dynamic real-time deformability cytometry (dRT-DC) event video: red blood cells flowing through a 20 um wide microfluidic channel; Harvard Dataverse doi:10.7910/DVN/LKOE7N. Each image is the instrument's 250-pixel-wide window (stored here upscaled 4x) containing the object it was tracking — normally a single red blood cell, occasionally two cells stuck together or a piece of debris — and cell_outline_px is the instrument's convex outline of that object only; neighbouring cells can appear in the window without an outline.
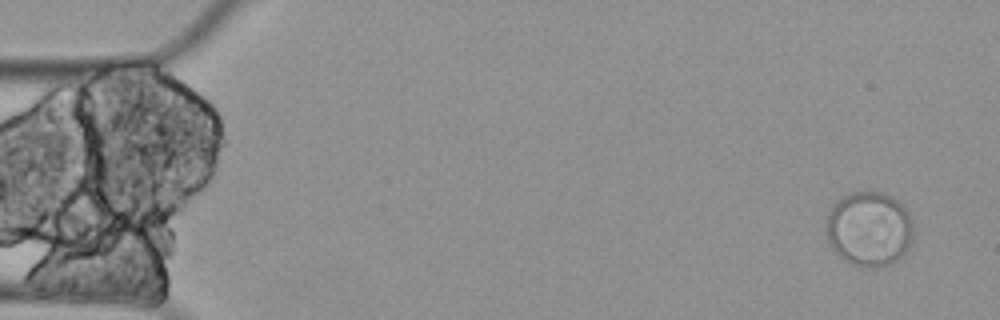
{"species": "Egyptian fruit bat (a non-hibernating species)", "species_latin": "Rousettus aegyptiacus", "temperature_condition": "cold", "stored_images_in_passage": 5, "camera_frame_rate_fps": 3000, "um_per_image_px": 0.085, "animal": {"sex": "female"}, "frame": {"image": 1, "passage_image": 1, "time_ms": 0.0, "image_size_px": [1000, 320], "cell_outline_px": [[912, 240], [908, 248], [896, 260], [888, 264], [876, 268], [872, 268], [852, 264], [844, 260], [836, 252], [828, 240], [828, 212], [832, 204], [844, 196], [852, 192], [880, 192], [892, 196], [908, 212], [912, 220]], "centroid_in_image_um": [73.89, 19.45], "position_along_channel_um": 11.1, "area_um2": 37.57}}
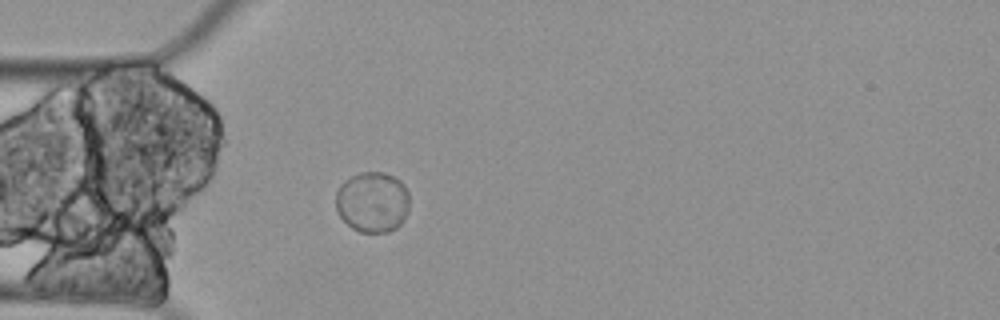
{"frame": {"image": 2, "passage_image": 5, "time_ms": 1.333, "image_size_px": [1000, 320], "cell_outline_px": [[408, 212], [404, 220], [396, 228], [388, 232], [360, 232], [352, 228], [336, 212], [336, 192], [340, 184], [344, 180], [360, 172], [384, 172], [400, 180], [404, 184], [408, 192]], "centroid_in_image_um": [31.66, 17.17], "position_along_channel_um": 53.3, "area_um2": 26.24}}